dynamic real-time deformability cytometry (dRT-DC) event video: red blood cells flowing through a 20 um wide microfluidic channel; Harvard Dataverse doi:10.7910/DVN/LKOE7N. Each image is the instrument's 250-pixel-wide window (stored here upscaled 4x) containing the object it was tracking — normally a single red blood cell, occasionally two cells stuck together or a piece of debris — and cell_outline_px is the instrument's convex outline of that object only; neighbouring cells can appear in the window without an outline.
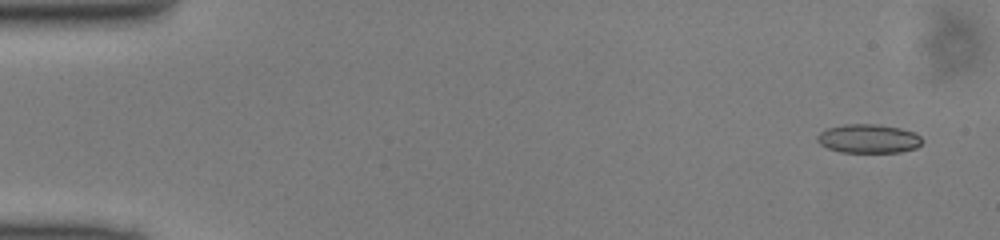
{"species": "common noctule bat (a hibernating species)", "species_latin": "Nyctalus noctula", "temperature_condition": "cold", "stored_images_in_passage": 46, "camera_frame_rate_fps": 3000, "um_per_image_px": 0.085, "animal": {"sex": "male", "body_mass_g": 13.0, "forearm_length_mm": 53.1}, "frame": {"image": 1, "passage_image": 3, "time_ms": 0.667, "image_size_px": [1000, 240], "cell_outline_px": [[924, 140], [916, 148], [900, 152], [840, 152], [828, 148], [820, 144], [816, 140], [816, 136], [820, 132], [828, 128], [844, 124], [880, 124], [900, 128], [912, 132], [920, 136]], "centroid_in_image_um": [73.81, 11.78], "position_along_channel_um": 11.2, "area_um2": 17.69}}
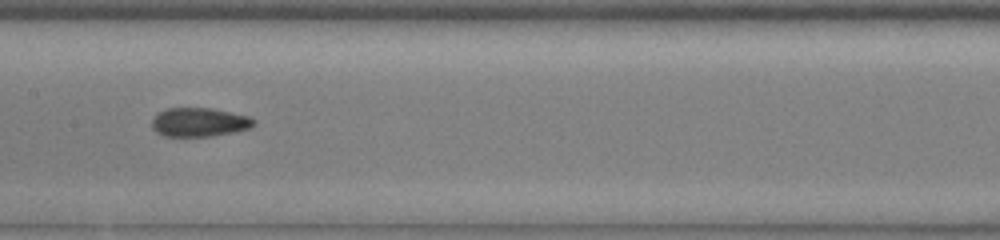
{"frame": {"image": 2, "passage_image": 25, "time_ms": 8.0, "image_size_px": [1000, 240], "cell_outline_px": [[256, 124], [248, 128], [236, 132], [212, 136], [164, 136], [156, 132], [152, 128], [152, 120], [156, 112], [168, 108], [212, 108], [248, 116], [256, 120]], "centroid_in_image_um": [16.93, 10.38], "position_along_channel_um": 190.5, "area_um2": 17.28}}
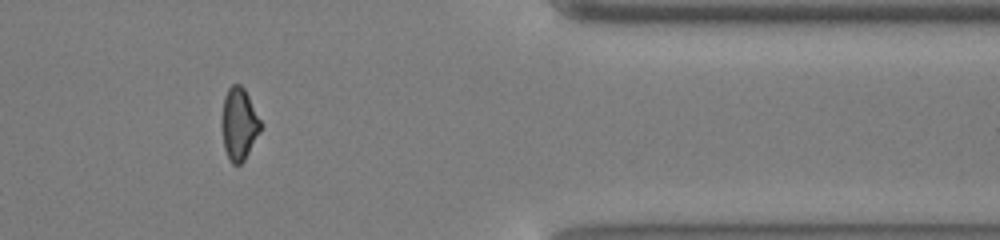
{"frame": {"image": 3, "passage_image": 41, "time_ms": 13.333, "image_size_px": [1000, 240], "cell_outline_px": [[260, 132], [244, 160], [240, 164], [232, 164], [224, 148], [220, 124], [224, 96], [228, 88], [232, 84], [240, 84], [244, 88], [260, 120]], "centroid_in_image_um": [20.28, 10.53], "position_along_channel_um": 391.1, "area_um2": 16.3}}